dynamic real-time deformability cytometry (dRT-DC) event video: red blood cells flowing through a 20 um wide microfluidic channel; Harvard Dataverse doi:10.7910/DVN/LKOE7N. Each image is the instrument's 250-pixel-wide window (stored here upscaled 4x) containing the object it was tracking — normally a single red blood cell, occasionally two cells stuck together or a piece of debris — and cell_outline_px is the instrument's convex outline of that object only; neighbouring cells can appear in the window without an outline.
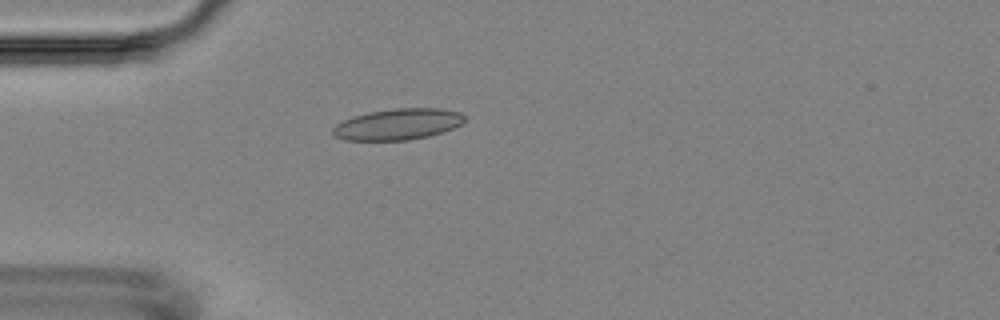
{"species": "Egyptian fruit bat (a non-hibernating species)", "species_latin": "Rousettus aegyptiacus", "temperature_condition": "room temperature", "stored_images_in_passage": 1, "camera_frame_rate_fps": 3000, "um_per_image_px": 0.085, "animal": {"sex": "female"}, "frame": {"image": 1, "passage_image": 1, "time_ms": 0.0, "image_size_px": [1000, 320], "cell_outline_px": [[468, 120], [452, 128], [428, 136], [408, 140], [344, 140], [332, 136], [332, 128], [336, 124], [352, 116], [368, 112], [396, 108], [440, 108], [460, 112], [468, 116]], "centroid_in_image_um": [33.81, 10.55], "position_along_channel_um": 51.2, "area_um2": 24.1}}